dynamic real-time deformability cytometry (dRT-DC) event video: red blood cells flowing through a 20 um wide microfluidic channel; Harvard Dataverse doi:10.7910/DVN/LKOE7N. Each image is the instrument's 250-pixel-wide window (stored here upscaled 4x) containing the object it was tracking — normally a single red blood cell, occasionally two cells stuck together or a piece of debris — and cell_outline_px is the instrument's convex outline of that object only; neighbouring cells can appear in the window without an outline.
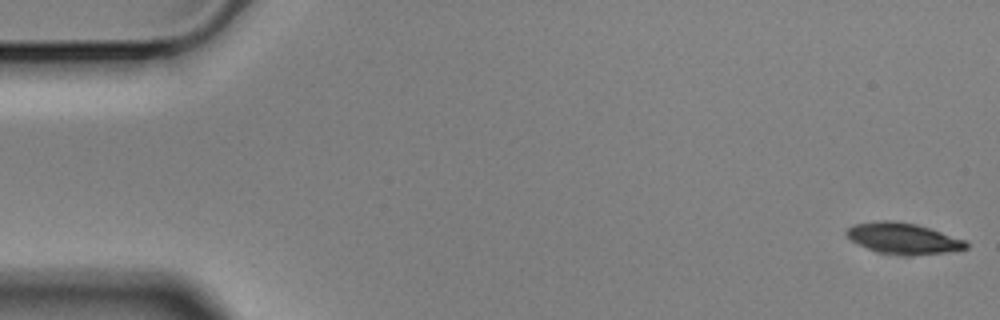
{"species": "Egyptian fruit bat (a non-hibernating species)", "species_latin": "Rousettus aegyptiacus", "temperature_condition": "cold", "stored_images_in_passage": 56, "camera_frame_rate_fps": 3000, "um_per_image_px": 0.085, "animal": {"sex": "male"}, "frame": {"image": 1, "passage_image": 1, "time_ms": 0.0, "image_size_px": [1000, 320], "cell_outline_px": [[968, 248], [944, 252], [908, 256], [880, 252], [868, 248], [852, 240], [844, 232], [848, 228], [856, 224], [880, 220], [896, 220], [916, 224], [964, 240], [968, 244]], "centroid_in_image_um": [76.76, 20.25], "position_along_channel_um": 8.2, "area_um2": 21.15}}
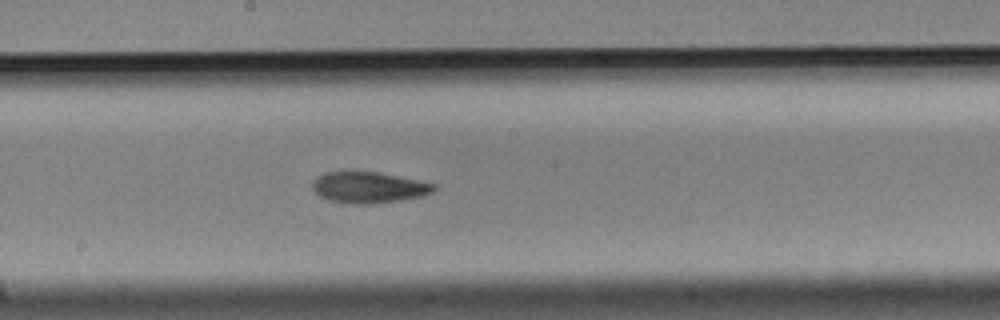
{"frame": {"image": 2, "passage_image": 30, "time_ms": 9.667, "image_size_px": [1000, 320], "cell_outline_px": [[436, 188], [432, 192], [424, 196], [376, 204], [348, 204], [328, 200], [320, 196], [312, 188], [312, 184], [316, 176], [324, 172], [380, 172], [436, 184]], "centroid_in_image_um": [31.34, 15.94], "position_along_channel_um": 216.9, "area_um2": 22.2}}
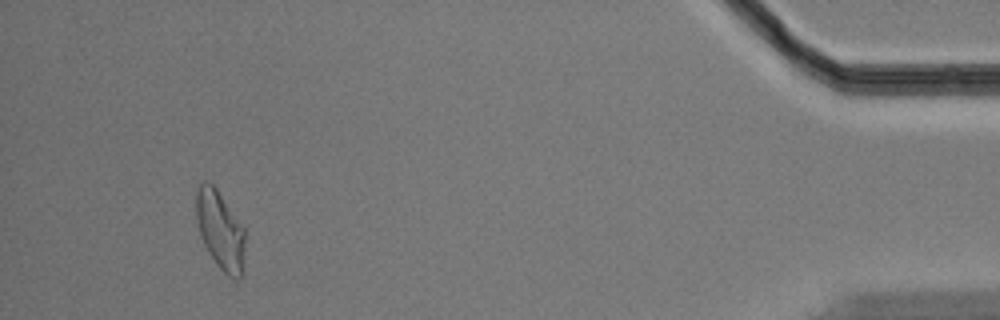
{"frame": {"image": 3, "passage_image": 53, "time_ms": 17.333, "image_size_px": [1000, 320], "cell_outline_px": [[244, 272], [236, 280], [228, 276], [216, 264], [204, 244], [200, 232], [196, 216], [196, 192], [200, 184], [204, 180], [208, 180], [216, 188], [244, 228]], "centroid_in_image_um": [18.73, 19.58], "position_along_channel_um": 416.5, "area_um2": 22.2}, "authors_computed_cell_mechanics": {"area_um2": 22.1952, "velocity_mm_per_s": 3.5216, "shape_relaxation_time_tau1_ms": 3.9862, "shape_relaxation_time_tau2_ms": 4.9976, "deformation_change_tau1": 0.1293, "deformation_change_tau2": 0.1166}}